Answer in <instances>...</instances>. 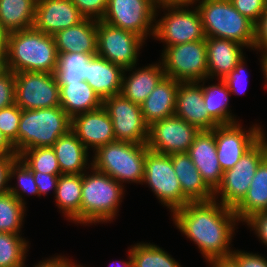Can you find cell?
Instances as JSON below:
<instances>
[{
  "instance_id": "cell-28",
  "label": "cell",
  "mask_w": 267,
  "mask_h": 267,
  "mask_svg": "<svg viewBox=\"0 0 267 267\" xmlns=\"http://www.w3.org/2000/svg\"><path fill=\"white\" fill-rule=\"evenodd\" d=\"M60 107L72 119L74 116L97 110L103 100L86 81L59 85Z\"/></svg>"
},
{
  "instance_id": "cell-53",
  "label": "cell",
  "mask_w": 267,
  "mask_h": 267,
  "mask_svg": "<svg viewBox=\"0 0 267 267\" xmlns=\"http://www.w3.org/2000/svg\"><path fill=\"white\" fill-rule=\"evenodd\" d=\"M262 58H261V66H262V71H263V74H264V78H265V85L264 87H267V51L266 52H263L261 54Z\"/></svg>"
},
{
  "instance_id": "cell-37",
  "label": "cell",
  "mask_w": 267,
  "mask_h": 267,
  "mask_svg": "<svg viewBox=\"0 0 267 267\" xmlns=\"http://www.w3.org/2000/svg\"><path fill=\"white\" fill-rule=\"evenodd\" d=\"M32 172L61 175L60 166L52 147L24 150L18 156Z\"/></svg>"
},
{
  "instance_id": "cell-45",
  "label": "cell",
  "mask_w": 267,
  "mask_h": 267,
  "mask_svg": "<svg viewBox=\"0 0 267 267\" xmlns=\"http://www.w3.org/2000/svg\"><path fill=\"white\" fill-rule=\"evenodd\" d=\"M267 247V211L258 212L245 221Z\"/></svg>"
},
{
  "instance_id": "cell-56",
  "label": "cell",
  "mask_w": 267,
  "mask_h": 267,
  "mask_svg": "<svg viewBox=\"0 0 267 267\" xmlns=\"http://www.w3.org/2000/svg\"><path fill=\"white\" fill-rule=\"evenodd\" d=\"M200 2V0H174V2H177V3H179V4H184V5H193V4H195V3H197V2ZM201 1H203V0H201Z\"/></svg>"
},
{
  "instance_id": "cell-6",
  "label": "cell",
  "mask_w": 267,
  "mask_h": 267,
  "mask_svg": "<svg viewBox=\"0 0 267 267\" xmlns=\"http://www.w3.org/2000/svg\"><path fill=\"white\" fill-rule=\"evenodd\" d=\"M71 129V118L60 107L22 110L18 129V156L27 149L52 147Z\"/></svg>"
},
{
  "instance_id": "cell-15",
  "label": "cell",
  "mask_w": 267,
  "mask_h": 267,
  "mask_svg": "<svg viewBox=\"0 0 267 267\" xmlns=\"http://www.w3.org/2000/svg\"><path fill=\"white\" fill-rule=\"evenodd\" d=\"M199 133L196 126L173 115L149 126L147 147L160 154L187 153Z\"/></svg>"
},
{
  "instance_id": "cell-48",
  "label": "cell",
  "mask_w": 267,
  "mask_h": 267,
  "mask_svg": "<svg viewBox=\"0 0 267 267\" xmlns=\"http://www.w3.org/2000/svg\"><path fill=\"white\" fill-rule=\"evenodd\" d=\"M17 158L18 155H0V194L9 192L10 167Z\"/></svg>"
},
{
  "instance_id": "cell-44",
  "label": "cell",
  "mask_w": 267,
  "mask_h": 267,
  "mask_svg": "<svg viewBox=\"0 0 267 267\" xmlns=\"http://www.w3.org/2000/svg\"><path fill=\"white\" fill-rule=\"evenodd\" d=\"M239 267H267V259L259 254L233 250L230 255Z\"/></svg>"
},
{
  "instance_id": "cell-30",
  "label": "cell",
  "mask_w": 267,
  "mask_h": 267,
  "mask_svg": "<svg viewBox=\"0 0 267 267\" xmlns=\"http://www.w3.org/2000/svg\"><path fill=\"white\" fill-rule=\"evenodd\" d=\"M55 194L56 205L74 223H80L82 174H61Z\"/></svg>"
},
{
  "instance_id": "cell-23",
  "label": "cell",
  "mask_w": 267,
  "mask_h": 267,
  "mask_svg": "<svg viewBox=\"0 0 267 267\" xmlns=\"http://www.w3.org/2000/svg\"><path fill=\"white\" fill-rule=\"evenodd\" d=\"M159 63L149 64V66L137 70L135 68L136 65H134L124 70L120 94L133 103L142 104L165 77L163 65L161 62ZM134 69L135 71H132ZM127 71L129 73L132 71L128 77H126Z\"/></svg>"
},
{
  "instance_id": "cell-22",
  "label": "cell",
  "mask_w": 267,
  "mask_h": 267,
  "mask_svg": "<svg viewBox=\"0 0 267 267\" xmlns=\"http://www.w3.org/2000/svg\"><path fill=\"white\" fill-rule=\"evenodd\" d=\"M58 53L97 55V21L84 18L81 22L53 35Z\"/></svg>"
},
{
  "instance_id": "cell-39",
  "label": "cell",
  "mask_w": 267,
  "mask_h": 267,
  "mask_svg": "<svg viewBox=\"0 0 267 267\" xmlns=\"http://www.w3.org/2000/svg\"><path fill=\"white\" fill-rule=\"evenodd\" d=\"M22 109L13 104L9 107L0 109V130L13 144L18 154V129L21 119Z\"/></svg>"
},
{
  "instance_id": "cell-10",
  "label": "cell",
  "mask_w": 267,
  "mask_h": 267,
  "mask_svg": "<svg viewBox=\"0 0 267 267\" xmlns=\"http://www.w3.org/2000/svg\"><path fill=\"white\" fill-rule=\"evenodd\" d=\"M161 61L165 76L178 82H200L207 79L205 39L166 47Z\"/></svg>"
},
{
  "instance_id": "cell-32",
  "label": "cell",
  "mask_w": 267,
  "mask_h": 267,
  "mask_svg": "<svg viewBox=\"0 0 267 267\" xmlns=\"http://www.w3.org/2000/svg\"><path fill=\"white\" fill-rule=\"evenodd\" d=\"M204 79L202 82V92L204 105L208 111V114L219 124H231L238 122L234 118L231 110H229V94L230 91L223 80L215 84H211L208 87L205 86ZM231 112V113H230Z\"/></svg>"
},
{
  "instance_id": "cell-19",
  "label": "cell",
  "mask_w": 267,
  "mask_h": 267,
  "mask_svg": "<svg viewBox=\"0 0 267 267\" xmlns=\"http://www.w3.org/2000/svg\"><path fill=\"white\" fill-rule=\"evenodd\" d=\"M71 130L87 150L93 148L94 152L103 145L115 141L113 123L103 106L74 116L71 119Z\"/></svg>"
},
{
  "instance_id": "cell-24",
  "label": "cell",
  "mask_w": 267,
  "mask_h": 267,
  "mask_svg": "<svg viewBox=\"0 0 267 267\" xmlns=\"http://www.w3.org/2000/svg\"><path fill=\"white\" fill-rule=\"evenodd\" d=\"M178 87L177 80L165 76L140 104L142 116L148 126L175 114Z\"/></svg>"
},
{
  "instance_id": "cell-55",
  "label": "cell",
  "mask_w": 267,
  "mask_h": 267,
  "mask_svg": "<svg viewBox=\"0 0 267 267\" xmlns=\"http://www.w3.org/2000/svg\"><path fill=\"white\" fill-rule=\"evenodd\" d=\"M128 259L129 261H121L120 263H116L115 266L112 265V267H133V259H132V256H131V253H130V250L128 252Z\"/></svg>"
},
{
  "instance_id": "cell-13",
  "label": "cell",
  "mask_w": 267,
  "mask_h": 267,
  "mask_svg": "<svg viewBox=\"0 0 267 267\" xmlns=\"http://www.w3.org/2000/svg\"><path fill=\"white\" fill-rule=\"evenodd\" d=\"M15 104L22 110L60 106L59 85L54 73H15Z\"/></svg>"
},
{
  "instance_id": "cell-4",
  "label": "cell",
  "mask_w": 267,
  "mask_h": 267,
  "mask_svg": "<svg viewBox=\"0 0 267 267\" xmlns=\"http://www.w3.org/2000/svg\"><path fill=\"white\" fill-rule=\"evenodd\" d=\"M196 6L206 38L234 40L254 50L255 23L236 10L230 0H203Z\"/></svg>"
},
{
  "instance_id": "cell-38",
  "label": "cell",
  "mask_w": 267,
  "mask_h": 267,
  "mask_svg": "<svg viewBox=\"0 0 267 267\" xmlns=\"http://www.w3.org/2000/svg\"><path fill=\"white\" fill-rule=\"evenodd\" d=\"M16 176L17 188L9 187V192L14 195L24 206L26 205L22 195H37L39 196L38 187L34 180L33 172L28 166L18 157L10 167V180ZM19 188V189H18ZM21 190V191H20ZM24 193V194H23Z\"/></svg>"
},
{
  "instance_id": "cell-21",
  "label": "cell",
  "mask_w": 267,
  "mask_h": 267,
  "mask_svg": "<svg viewBox=\"0 0 267 267\" xmlns=\"http://www.w3.org/2000/svg\"><path fill=\"white\" fill-rule=\"evenodd\" d=\"M205 41L207 79L217 76L218 79L223 80L245 57L242 49L246 46L234 40L211 37L206 38Z\"/></svg>"
},
{
  "instance_id": "cell-42",
  "label": "cell",
  "mask_w": 267,
  "mask_h": 267,
  "mask_svg": "<svg viewBox=\"0 0 267 267\" xmlns=\"http://www.w3.org/2000/svg\"><path fill=\"white\" fill-rule=\"evenodd\" d=\"M15 104V73L8 70L0 76V109Z\"/></svg>"
},
{
  "instance_id": "cell-20",
  "label": "cell",
  "mask_w": 267,
  "mask_h": 267,
  "mask_svg": "<svg viewBox=\"0 0 267 267\" xmlns=\"http://www.w3.org/2000/svg\"><path fill=\"white\" fill-rule=\"evenodd\" d=\"M206 185L215 192L223 179V170L217 158L215 134L200 131L187 151Z\"/></svg>"
},
{
  "instance_id": "cell-8",
  "label": "cell",
  "mask_w": 267,
  "mask_h": 267,
  "mask_svg": "<svg viewBox=\"0 0 267 267\" xmlns=\"http://www.w3.org/2000/svg\"><path fill=\"white\" fill-rule=\"evenodd\" d=\"M266 156L267 139L264 135L231 169L223 172V179L214 192V199L221 195V201H217L233 209L246 195L257 167Z\"/></svg>"
},
{
  "instance_id": "cell-5",
  "label": "cell",
  "mask_w": 267,
  "mask_h": 267,
  "mask_svg": "<svg viewBox=\"0 0 267 267\" xmlns=\"http://www.w3.org/2000/svg\"><path fill=\"white\" fill-rule=\"evenodd\" d=\"M147 144L115 140L98 148L91 167L122 183H142ZM127 181V182H126Z\"/></svg>"
},
{
  "instance_id": "cell-49",
  "label": "cell",
  "mask_w": 267,
  "mask_h": 267,
  "mask_svg": "<svg viewBox=\"0 0 267 267\" xmlns=\"http://www.w3.org/2000/svg\"><path fill=\"white\" fill-rule=\"evenodd\" d=\"M77 264L69 260L68 258H64V256H56L50 257L48 260H41L39 263L34 265L33 267H75ZM26 267V266H23Z\"/></svg>"
},
{
  "instance_id": "cell-11",
  "label": "cell",
  "mask_w": 267,
  "mask_h": 267,
  "mask_svg": "<svg viewBox=\"0 0 267 267\" xmlns=\"http://www.w3.org/2000/svg\"><path fill=\"white\" fill-rule=\"evenodd\" d=\"M158 0H108L106 13L101 21L135 33L144 40L154 34Z\"/></svg>"
},
{
  "instance_id": "cell-12",
  "label": "cell",
  "mask_w": 267,
  "mask_h": 267,
  "mask_svg": "<svg viewBox=\"0 0 267 267\" xmlns=\"http://www.w3.org/2000/svg\"><path fill=\"white\" fill-rule=\"evenodd\" d=\"M144 39L133 32L97 21V55L123 70L137 65Z\"/></svg>"
},
{
  "instance_id": "cell-27",
  "label": "cell",
  "mask_w": 267,
  "mask_h": 267,
  "mask_svg": "<svg viewBox=\"0 0 267 267\" xmlns=\"http://www.w3.org/2000/svg\"><path fill=\"white\" fill-rule=\"evenodd\" d=\"M61 174H83L91 168L87 162L88 150L70 129L66 134L60 136L52 146ZM88 165V167H87Z\"/></svg>"
},
{
  "instance_id": "cell-17",
  "label": "cell",
  "mask_w": 267,
  "mask_h": 267,
  "mask_svg": "<svg viewBox=\"0 0 267 267\" xmlns=\"http://www.w3.org/2000/svg\"><path fill=\"white\" fill-rule=\"evenodd\" d=\"M83 19L79 9L71 0H37L33 27L53 36Z\"/></svg>"
},
{
  "instance_id": "cell-18",
  "label": "cell",
  "mask_w": 267,
  "mask_h": 267,
  "mask_svg": "<svg viewBox=\"0 0 267 267\" xmlns=\"http://www.w3.org/2000/svg\"><path fill=\"white\" fill-rule=\"evenodd\" d=\"M200 83L179 82L174 115L196 126L200 131H210L219 124L208 114Z\"/></svg>"
},
{
  "instance_id": "cell-51",
  "label": "cell",
  "mask_w": 267,
  "mask_h": 267,
  "mask_svg": "<svg viewBox=\"0 0 267 267\" xmlns=\"http://www.w3.org/2000/svg\"><path fill=\"white\" fill-rule=\"evenodd\" d=\"M208 264L210 267H239L238 263L231 256L214 258Z\"/></svg>"
},
{
  "instance_id": "cell-1",
  "label": "cell",
  "mask_w": 267,
  "mask_h": 267,
  "mask_svg": "<svg viewBox=\"0 0 267 267\" xmlns=\"http://www.w3.org/2000/svg\"><path fill=\"white\" fill-rule=\"evenodd\" d=\"M176 227L198 246L209 262L214 258L229 257L236 222L232 208L212 199L189 202L172 213Z\"/></svg>"
},
{
  "instance_id": "cell-52",
  "label": "cell",
  "mask_w": 267,
  "mask_h": 267,
  "mask_svg": "<svg viewBox=\"0 0 267 267\" xmlns=\"http://www.w3.org/2000/svg\"><path fill=\"white\" fill-rule=\"evenodd\" d=\"M9 32L0 25V53H7Z\"/></svg>"
},
{
  "instance_id": "cell-47",
  "label": "cell",
  "mask_w": 267,
  "mask_h": 267,
  "mask_svg": "<svg viewBox=\"0 0 267 267\" xmlns=\"http://www.w3.org/2000/svg\"><path fill=\"white\" fill-rule=\"evenodd\" d=\"M254 49L267 51V8L255 25Z\"/></svg>"
},
{
  "instance_id": "cell-36",
  "label": "cell",
  "mask_w": 267,
  "mask_h": 267,
  "mask_svg": "<svg viewBox=\"0 0 267 267\" xmlns=\"http://www.w3.org/2000/svg\"><path fill=\"white\" fill-rule=\"evenodd\" d=\"M0 232V267H23L28 241L20 236Z\"/></svg>"
},
{
  "instance_id": "cell-16",
  "label": "cell",
  "mask_w": 267,
  "mask_h": 267,
  "mask_svg": "<svg viewBox=\"0 0 267 267\" xmlns=\"http://www.w3.org/2000/svg\"><path fill=\"white\" fill-rule=\"evenodd\" d=\"M217 158L223 172L231 169L265 134L257 124L245 131L239 122L218 125L213 130Z\"/></svg>"
},
{
  "instance_id": "cell-3",
  "label": "cell",
  "mask_w": 267,
  "mask_h": 267,
  "mask_svg": "<svg viewBox=\"0 0 267 267\" xmlns=\"http://www.w3.org/2000/svg\"><path fill=\"white\" fill-rule=\"evenodd\" d=\"M91 173L82 174L80 224L107 223L117 216L124 185L92 167Z\"/></svg>"
},
{
  "instance_id": "cell-50",
  "label": "cell",
  "mask_w": 267,
  "mask_h": 267,
  "mask_svg": "<svg viewBox=\"0 0 267 267\" xmlns=\"http://www.w3.org/2000/svg\"><path fill=\"white\" fill-rule=\"evenodd\" d=\"M0 155H18L15 151L13 144L8 140V138L0 130Z\"/></svg>"
},
{
  "instance_id": "cell-34",
  "label": "cell",
  "mask_w": 267,
  "mask_h": 267,
  "mask_svg": "<svg viewBox=\"0 0 267 267\" xmlns=\"http://www.w3.org/2000/svg\"><path fill=\"white\" fill-rule=\"evenodd\" d=\"M133 267H181L169 253L155 244L137 243L130 247Z\"/></svg>"
},
{
  "instance_id": "cell-54",
  "label": "cell",
  "mask_w": 267,
  "mask_h": 267,
  "mask_svg": "<svg viewBox=\"0 0 267 267\" xmlns=\"http://www.w3.org/2000/svg\"><path fill=\"white\" fill-rule=\"evenodd\" d=\"M8 71L6 53H0V76Z\"/></svg>"
},
{
  "instance_id": "cell-2",
  "label": "cell",
  "mask_w": 267,
  "mask_h": 267,
  "mask_svg": "<svg viewBox=\"0 0 267 267\" xmlns=\"http://www.w3.org/2000/svg\"><path fill=\"white\" fill-rule=\"evenodd\" d=\"M8 70L18 73H54L58 52L54 37L34 27L9 34L6 53Z\"/></svg>"
},
{
  "instance_id": "cell-26",
  "label": "cell",
  "mask_w": 267,
  "mask_h": 267,
  "mask_svg": "<svg viewBox=\"0 0 267 267\" xmlns=\"http://www.w3.org/2000/svg\"><path fill=\"white\" fill-rule=\"evenodd\" d=\"M172 165L179 179L182 194L190 201H210L214 192L206 185L187 153L171 154Z\"/></svg>"
},
{
  "instance_id": "cell-46",
  "label": "cell",
  "mask_w": 267,
  "mask_h": 267,
  "mask_svg": "<svg viewBox=\"0 0 267 267\" xmlns=\"http://www.w3.org/2000/svg\"><path fill=\"white\" fill-rule=\"evenodd\" d=\"M34 180L38 187L39 197L46 195L52 189L56 192L57 183L60 175L47 174L42 172H33Z\"/></svg>"
},
{
  "instance_id": "cell-41",
  "label": "cell",
  "mask_w": 267,
  "mask_h": 267,
  "mask_svg": "<svg viewBox=\"0 0 267 267\" xmlns=\"http://www.w3.org/2000/svg\"><path fill=\"white\" fill-rule=\"evenodd\" d=\"M236 10L255 24L267 8V0H230Z\"/></svg>"
},
{
  "instance_id": "cell-57",
  "label": "cell",
  "mask_w": 267,
  "mask_h": 267,
  "mask_svg": "<svg viewBox=\"0 0 267 267\" xmlns=\"http://www.w3.org/2000/svg\"><path fill=\"white\" fill-rule=\"evenodd\" d=\"M158 1L160 2V1H174V0H158Z\"/></svg>"
},
{
  "instance_id": "cell-33",
  "label": "cell",
  "mask_w": 267,
  "mask_h": 267,
  "mask_svg": "<svg viewBox=\"0 0 267 267\" xmlns=\"http://www.w3.org/2000/svg\"><path fill=\"white\" fill-rule=\"evenodd\" d=\"M94 55L87 53H58L54 76L58 85L86 80L87 63Z\"/></svg>"
},
{
  "instance_id": "cell-7",
  "label": "cell",
  "mask_w": 267,
  "mask_h": 267,
  "mask_svg": "<svg viewBox=\"0 0 267 267\" xmlns=\"http://www.w3.org/2000/svg\"><path fill=\"white\" fill-rule=\"evenodd\" d=\"M168 11L158 21L154 22L153 37L160 40L166 47L181 43L206 39L202 18L197 7L189 9V5L174 1H160L157 9Z\"/></svg>"
},
{
  "instance_id": "cell-29",
  "label": "cell",
  "mask_w": 267,
  "mask_h": 267,
  "mask_svg": "<svg viewBox=\"0 0 267 267\" xmlns=\"http://www.w3.org/2000/svg\"><path fill=\"white\" fill-rule=\"evenodd\" d=\"M233 211L240 222H245L258 212L267 211V156L257 167L246 195Z\"/></svg>"
},
{
  "instance_id": "cell-14",
  "label": "cell",
  "mask_w": 267,
  "mask_h": 267,
  "mask_svg": "<svg viewBox=\"0 0 267 267\" xmlns=\"http://www.w3.org/2000/svg\"><path fill=\"white\" fill-rule=\"evenodd\" d=\"M103 108L113 123L115 140L147 144L149 126L144 121L139 104L117 94L105 98Z\"/></svg>"
},
{
  "instance_id": "cell-43",
  "label": "cell",
  "mask_w": 267,
  "mask_h": 267,
  "mask_svg": "<svg viewBox=\"0 0 267 267\" xmlns=\"http://www.w3.org/2000/svg\"><path fill=\"white\" fill-rule=\"evenodd\" d=\"M245 57L243 60H241L236 67L227 75L224 77L223 81L226 83L230 93L232 94H245V88H242L241 86L246 81V84L248 83V79L246 77L245 73ZM245 73V74H244ZM244 81L241 85V82ZM245 85V84H244ZM244 92V93H243Z\"/></svg>"
},
{
  "instance_id": "cell-9",
  "label": "cell",
  "mask_w": 267,
  "mask_h": 267,
  "mask_svg": "<svg viewBox=\"0 0 267 267\" xmlns=\"http://www.w3.org/2000/svg\"><path fill=\"white\" fill-rule=\"evenodd\" d=\"M157 199L173 213L190 201L182 194L179 179L174 171L171 155L148 150L144 160V179Z\"/></svg>"
},
{
  "instance_id": "cell-25",
  "label": "cell",
  "mask_w": 267,
  "mask_h": 267,
  "mask_svg": "<svg viewBox=\"0 0 267 267\" xmlns=\"http://www.w3.org/2000/svg\"><path fill=\"white\" fill-rule=\"evenodd\" d=\"M124 70L104 59L94 55L87 63L86 82L104 100L120 94Z\"/></svg>"
},
{
  "instance_id": "cell-35",
  "label": "cell",
  "mask_w": 267,
  "mask_h": 267,
  "mask_svg": "<svg viewBox=\"0 0 267 267\" xmlns=\"http://www.w3.org/2000/svg\"><path fill=\"white\" fill-rule=\"evenodd\" d=\"M25 211L26 206L10 192L0 194V232L20 234Z\"/></svg>"
},
{
  "instance_id": "cell-31",
  "label": "cell",
  "mask_w": 267,
  "mask_h": 267,
  "mask_svg": "<svg viewBox=\"0 0 267 267\" xmlns=\"http://www.w3.org/2000/svg\"><path fill=\"white\" fill-rule=\"evenodd\" d=\"M37 0H0V25L9 33L32 28Z\"/></svg>"
},
{
  "instance_id": "cell-40",
  "label": "cell",
  "mask_w": 267,
  "mask_h": 267,
  "mask_svg": "<svg viewBox=\"0 0 267 267\" xmlns=\"http://www.w3.org/2000/svg\"><path fill=\"white\" fill-rule=\"evenodd\" d=\"M84 18L101 21L106 13L108 0H71Z\"/></svg>"
}]
</instances>
